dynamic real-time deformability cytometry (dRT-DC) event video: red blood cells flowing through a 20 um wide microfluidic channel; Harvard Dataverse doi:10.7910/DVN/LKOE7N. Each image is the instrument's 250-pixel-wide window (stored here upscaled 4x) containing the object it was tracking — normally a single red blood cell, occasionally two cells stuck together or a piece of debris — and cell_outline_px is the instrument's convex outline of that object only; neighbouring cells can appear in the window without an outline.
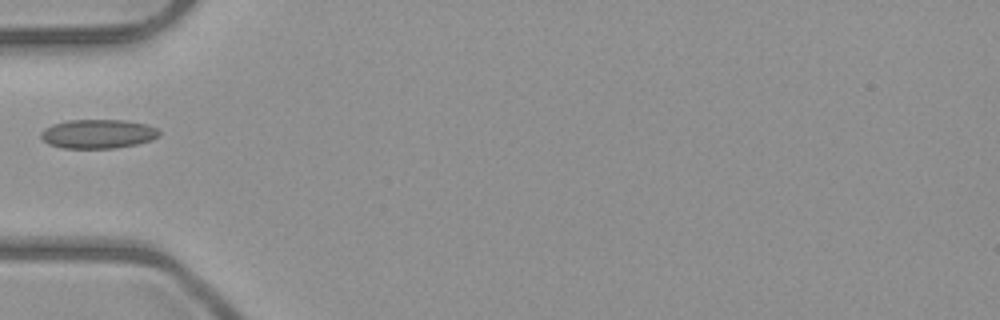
{"species": "common noctule bat (a hibernating species)", "species_latin": "Nyctalus noctula", "temperature_condition": "room temperature", "stored_images_in_passage": 1, "camera_frame_rate_fps": 3000, "um_per_image_px": 0.085, "animal": {"sex": "male", "body_mass_g": 23.1, "forearm_length_mm": 52.7}, "frame": {"image": 1, "passage_image": 1, "time_ms": 0.0, "image_size_px": [1000, 320], "cell_outline_px": [[160, 132], [156, 136], [148, 140], [136, 144], [112, 148], [64, 148], [48, 144], [40, 136], [40, 132], [44, 128], [52, 124], [68, 120], [124, 120], [148, 124], [156, 128]], "centroid_in_image_um": [8.27, 11.37], "position_along_channel_um": 76.7, "area_um2": 19.88}}